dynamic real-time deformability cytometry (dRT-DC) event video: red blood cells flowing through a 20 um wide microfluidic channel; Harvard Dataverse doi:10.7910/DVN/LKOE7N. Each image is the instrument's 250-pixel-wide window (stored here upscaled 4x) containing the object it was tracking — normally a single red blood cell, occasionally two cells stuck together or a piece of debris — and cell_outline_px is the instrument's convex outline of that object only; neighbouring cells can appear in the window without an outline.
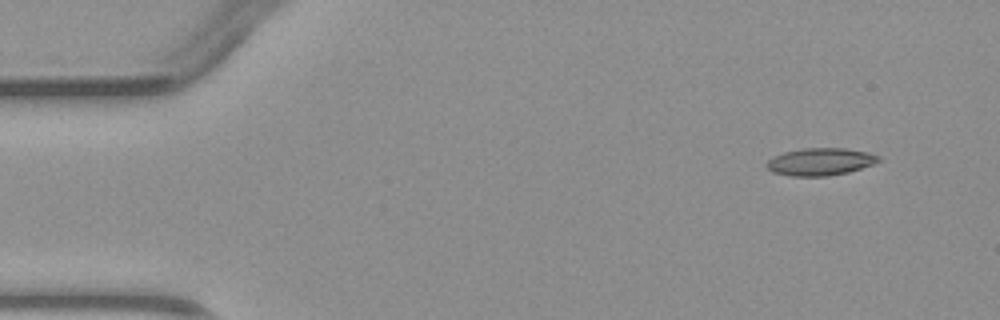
{"species": "common noctule bat (a hibernating species)", "species_latin": "Nyctalus noctula", "temperature_condition": "warm", "stored_images_in_passage": 4, "camera_frame_rate_fps": 3000, "um_per_image_px": 0.085, "animal": {"sex": "male", "body_mass_g": 23.1, "forearm_length_mm": 52.7}, "frame": {"image": 1, "passage_image": 1, "time_ms": 0.0, "image_size_px": [1000, 320], "cell_outline_px": [[880, 160], [872, 164], [848, 172], [828, 176], [792, 176], [772, 172], [764, 164], [772, 156], [784, 152], [804, 148], [844, 148], [864, 152], [880, 156]], "centroid_in_image_um": [69.67, 13.75], "position_along_channel_um": 15.3, "area_um2": 17.74}}
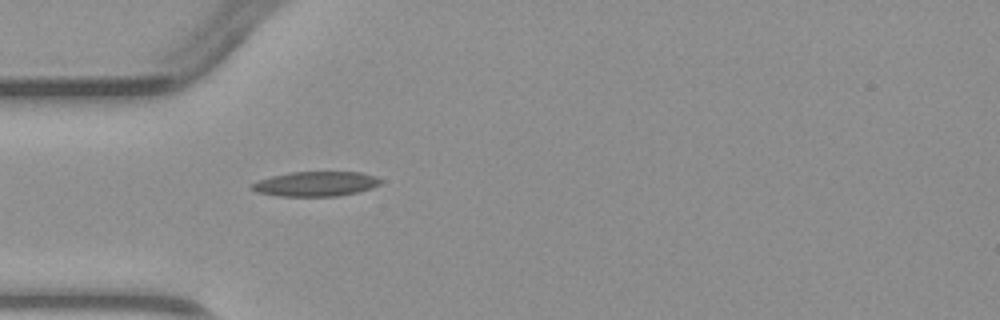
{"frame": {"image": 2, "passage_image": 4, "time_ms": 3.333, "image_size_px": [1000, 320], "cell_outline_px": [[384, 180], [380, 184], [372, 188], [356, 192], [336, 196], [276, 196], [256, 192], [248, 188], [252, 184], [260, 180], [272, 176], [292, 172], [360, 172], [376, 176]], "centroid_in_image_um": [26.84, 15.63], "position_along_channel_um": 58.2, "area_um2": 18.61}}